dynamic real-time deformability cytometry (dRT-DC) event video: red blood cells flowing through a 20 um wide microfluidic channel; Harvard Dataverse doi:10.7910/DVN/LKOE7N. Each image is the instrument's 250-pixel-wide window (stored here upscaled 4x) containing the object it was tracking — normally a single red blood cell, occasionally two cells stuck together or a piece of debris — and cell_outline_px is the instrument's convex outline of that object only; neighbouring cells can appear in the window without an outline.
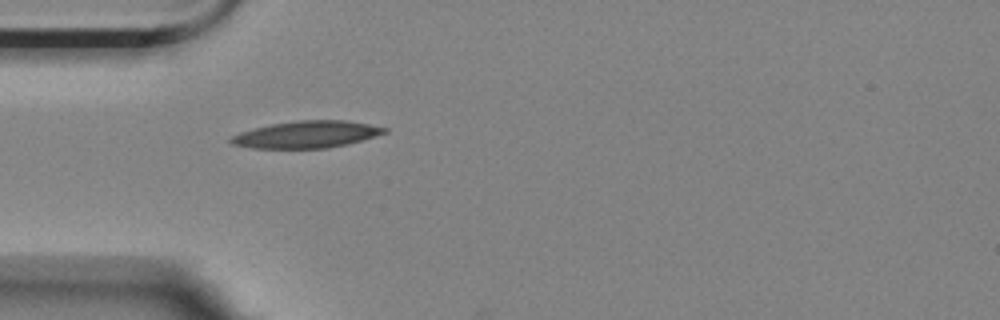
{"species": "Egyptian fruit bat (a non-hibernating species)", "species_latin": "Rousettus aegyptiacus", "temperature_condition": "room temperature", "stored_images_in_passage": 1, "camera_frame_rate_fps": 3000, "um_per_image_px": 0.085, "animal": {"sex": "female"}, "frame": {"image": 1, "passage_image": 1, "time_ms": 0.0, "image_size_px": [1000, 320], "cell_outline_px": [[388, 132], [360, 140], [328, 148], [252, 148], [232, 144], [228, 140], [232, 136], [240, 132], [272, 124], [296, 120], [344, 120], [368, 124], [388, 128]], "centroid_in_image_um": [26.04, 11.42], "position_along_channel_um": 59.0, "area_um2": 23.81}}